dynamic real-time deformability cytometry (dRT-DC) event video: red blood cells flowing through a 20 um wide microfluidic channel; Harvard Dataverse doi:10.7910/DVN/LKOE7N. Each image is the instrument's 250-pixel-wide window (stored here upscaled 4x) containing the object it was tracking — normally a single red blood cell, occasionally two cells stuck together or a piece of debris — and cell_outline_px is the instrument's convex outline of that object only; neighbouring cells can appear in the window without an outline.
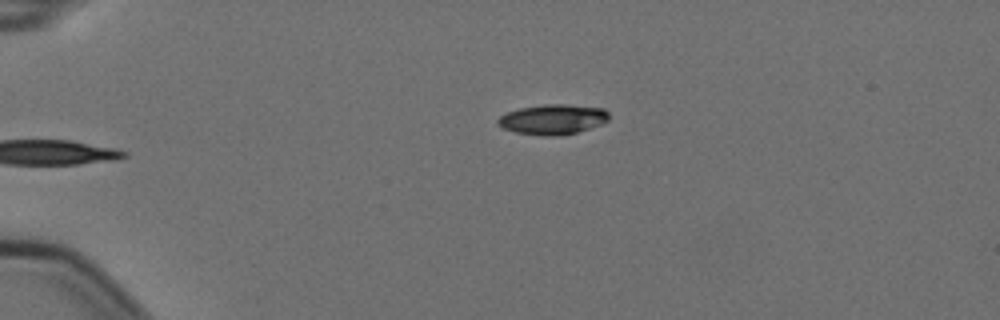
{"species": "Egyptian fruit bat (a non-hibernating species)", "species_latin": "Rousettus aegyptiacus", "temperature_condition": "cold", "stored_images_in_passage": 5, "camera_frame_rate_fps": 3000, "um_per_image_px": 0.085, "animal": {"sex": "female"}, "frame": {"image": 1, "passage_image": 5, "time_ms": 1.333, "image_size_px": [1000, 320], "cell_outline_px": [[608, 120], [600, 124], [576, 132], [560, 136], [544, 136], [516, 132], [504, 128], [496, 124], [496, 120], [500, 116], [508, 112], [520, 108], [544, 104], [564, 104], [604, 108], [608, 112]], "centroid_in_image_um": [46.97, 10.14], "position_along_channel_um": 38.0, "area_um2": 19.36}}